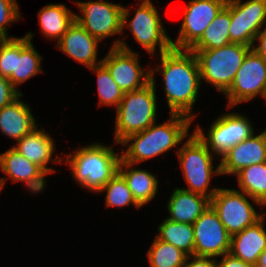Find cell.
Masks as SVG:
<instances>
[{
  "label": "cell",
  "instance_id": "cell-30",
  "mask_svg": "<svg viewBox=\"0 0 266 267\" xmlns=\"http://www.w3.org/2000/svg\"><path fill=\"white\" fill-rule=\"evenodd\" d=\"M97 79L98 106H113L117 108L123 98L124 92L115 83L108 69L102 64L90 68Z\"/></svg>",
  "mask_w": 266,
  "mask_h": 267
},
{
  "label": "cell",
  "instance_id": "cell-2",
  "mask_svg": "<svg viewBox=\"0 0 266 267\" xmlns=\"http://www.w3.org/2000/svg\"><path fill=\"white\" fill-rule=\"evenodd\" d=\"M190 117L181 114H170L168 121L157 124L139 133L132 134L124 139L119 145L127 148L122 149L121 156L125 162L135 165L157 157L174 149L186 140L192 126Z\"/></svg>",
  "mask_w": 266,
  "mask_h": 267
},
{
  "label": "cell",
  "instance_id": "cell-35",
  "mask_svg": "<svg viewBox=\"0 0 266 267\" xmlns=\"http://www.w3.org/2000/svg\"><path fill=\"white\" fill-rule=\"evenodd\" d=\"M183 267H216V258L190 255Z\"/></svg>",
  "mask_w": 266,
  "mask_h": 267
},
{
  "label": "cell",
  "instance_id": "cell-32",
  "mask_svg": "<svg viewBox=\"0 0 266 267\" xmlns=\"http://www.w3.org/2000/svg\"><path fill=\"white\" fill-rule=\"evenodd\" d=\"M19 4L16 0H0V39L16 38L8 36L9 25L21 19Z\"/></svg>",
  "mask_w": 266,
  "mask_h": 267
},
{
  "label": "cell",
  "instance_id": "cell-1",
  "mask_svg": "<svg viewBox=\"0 0 266 267\" xmlns=\"http://www.w3.org/2000/svg\"><path fill=\"white\" fill-rule=\"evenodd\" d=\"M157 56L160 62L156 69L150 66L151 76L156 72L162 75L170 114H181L194 120L197 114H193V106L202 87L195 54L187 49L171 48Z\"/></svg>",
  "mask_w": 266,
  "mask_h": 267
},
{
  "label": "cell",
  "instance_id": "cell-39",
  "mask_svg": "<svg viewBox=\"0 0 266 267\" xmlns=\"http://www.w3.org/2000/svg\"><path fill=\"white\" fill-rule=\"evenodd\" d=\"M4 189V185H3V182L0 180V193L1 191Z\"/></svg>",
  "mask_w": 266,
  "mask_h": 267
},
{
  "label": "cell",
  "instance_id": "cell-17",
  "mask_svg": "<svg viewBox=\"0 0 266 267\" xmlns=\"http://www.w3.org/2000/svg\"><path fill=\"white\" fill-rule=\"evenodd\" d=\"M0 168L6 177H0V180L5 184L8 178L12 182H22L32 194H39L45 191L47 174L36 164L27 160L13 147L0 154Z\"/></svg>",
  "mask_w": 266,
  "mask_h": 267
},
{
  "label": "cell",
  "instance_id": "cell-22",
  "mask_svg": "<svg viewBox=\"0 0 266 267\" xmlns=\"http://www.w3.org/2000/svg\"><path fill=\"white\" fill-rule=\"evenodd\" d=\"M264 250H266L265 215L253 225L231 236L229 253L245 262L256 265Z\"/></svg>",
  "mask_w": 266,
  "mask_h": 267
},
{
  "label": "cell",
  "instance_id": "cell-24",
  "mask_svg": "<svg viewBox=\"0 0 266 267\" xmlns=\"http://www.w3.org/2000/svg\"><path fill=\"white\" fill-rule=\"evenodd\" d=\"M133 166V164L122 159L119 165V173L126 180L136 202L143 207L156 197L159 180L152 172L136 169Z\"/></svg>",
  "mask_w": 266,
  "mask_h": 267
},
{
  "label": "cell",
  "instance_id": "cell-36",
  "mask_svg": "<svg viewBox=\"0 0 266 267\" xmlns=\"http://www.w3.org/2000/svg\"><path fill=\"white\" fill-rule=\"evenodd\" d=\"M252 49L266 60V27L255 37Z\"/></svg>",
  "mask_w": 266,
  "mask_h": 267
},
{
  "label": "cell",
  "instance_id": "cell-13",
  "mask_svg": "<svg viewBox=\"0 0 266 267\" xmlns=\"http://www.w3.org/2000/svg\"><path fill=\"white\" fill-rule=\"evenodd\" d=\"M265 85L266 60L251 49L239 67L230 88L224 93L228 103L226 108L229 110L240 103L262 97Z\"/></svg>",
  "mask_w": 266,
  "mask_h": 267
},
{
  "label": "cell",
  "instance_id": "cell-7",
  "mask_svg": "<svg viewBox=\"0 0 266 267\" xmlns=\"http://www.w3.org/2000/svg\"><path fill=\"white\" fill-rule=\"evenodd\" d=\"M34 35L30 31L23 37L0 39V75L15 88L44 72L42 56L32 44Z\"/></svg>",
  "mask_w": 266,
  "mask_h": 267
},
{
  "label": "cell",
  "instance_id": "cell-16",
  "mask_svg": "<svg viewBox=\"0 0 266 267\" xmlns=\"http://www.w3.org/2000/svg\"><path fill=\"white\" fill-rule=\"evenodd\" d=\"M194 255L220 258L229 253L231 235L210 205L193 223Z\"/></svg>",
  "mask_w": 266,
  "mask_h": 267
},
{
  "label": "cell",
  "instance_id": "cell-21",
  "mask_svg": "<svg viewBox=\"0 0 266 267\" xmlns=\"http://www.w3.org/2000/svg\"><path fill=\"white\" fill-rule=\"evenodd\" d=\"M168 220L179 223L193 224L210 206V199L198 193L174 188L167 201Z\"/></svg>",
  "mask_w": 266,
  "mask_h": 267
},
{
  "label": "cell",
  "instance_id": "cell-37",
  "mask_svg": "<svg viewBox=\"0 0 266 267\" xmlns=\"http://www.w3.org/2000/svg\"><path fill=\"white\" fill-rule=\"evenodd\" d=\"M256 267H266V250H264L259 256Z\"/></svg>",
  "mask_w": 266,
  "mask_h": 267
},
{
  "label": "cell",
  "instance_id": "cell-29",
  "mask_svg": "<svg viewBox=\"0 0 266 267\" xmlns=\"http://www.w3.org/2000/svg\"><path fill=\"white\" fill-rule=\"evenodd\" d=\"M147 257L151 267H183L188 255L174 245L155 237Z\"/></svg>",
  "mask_w": 266,
  "mask_h": 267
},
{
  "label": "cell",
  "instance_id": "cell-18",
  "mask_svg": "<svg viewBox=\"0 0 266 267\" xmlns=\"http://www.w3.org/2000/svg\"><path fill=\"white\" fill-rule=\"evenodd\" d=\"M221 175H235L245 167L266 162V129L233 146L220 159Z\"/></svg>",
  "mask_w": 266,
  "mask_h": 267
},
{
  "label": "cell",
  "instance_id": "cell-4",
  "mask_svg": "<svg viewBox=\"0 0 266 267\" xmlns=\"http://www.w3.org/2000/svg\"><path fill=\"white\" fill-rule=\"evenodd\" d=\"M156 77L145 87L126 92L116 108L114 142L120 144L128 136L144 131L157 120Z\"/></svg>",
  "mask_w": 266,
  "mask_h": 267
},
{
  "label": "cell",
  "instance_id": "cell-33",
  "mask_svg": "<svg viewBox=\"0 0 266 267\" xmlns=\"http://www.w3.org/2000/svg\"><path fill=\"white\" fill-rule=\"evenodd\" d=\"M21 94L20 89L15 88L8 78L0 75V110L11 104Z\"/></svg>",
  "mask_w": 266,
  "mask_h": 267
},
{
  "label": "cell",
  "instance_id": "cell-6",
  "mask_svg": "<svg viewBox=\"0 0 266 267\" xmlns=\"http://www.w3.org/2000/svg\"><path fill=\"white\" fill-rule=\"evenodd\" d=\"M251 49L244 44L231 43L217 49L190 51L197 58L201 83L205 81L224 94Z\"/></svg>",
  "mask_w": 266,
  "mask_h": 267
},
{
  "label": "cell",
  "instance_id": "cell-15",
  "mask_svg": "<svg viewBox=\"0 0 266 267\" xmlns=\"http://www.w3.org/2000/svg\"><path fill=\"white\" fill-rule=\"evenodd\" d=\"M231 43L252 47L257 34L266 27V0H230Z\"/></svg>",
  "mask_w": 266,
  "mask_h": 267
},
{
  "label": "cell",
  "instance_id": "cell-34",
  "mask_svg": "<svg viewBox=\"0 0 266 267\" xmlns=\"http://www.w3.org/2000/svg\"><path fill=\"white\" fill-rule=\"evenodd\" d=\"M221 260L216 258V267H256L255 264L245 262L238 257L233 256L231 253H226L221 256Z\"/></svg>",
  "mask_w": 266,
  "mask_h": 267
},
{
  "label": "cell",
  "instance_id": "cell-9",
  "mask_svg": "<svg viewBox=\"0 0 266 267\" xmlns=\"http://www.w3.org/2000/svg\"><path fill=\"white\" fill-rule=\"evenodd\" d=\"M208 129L206 134L202 127L197 125L193 132L207 146V149L220 159L233 146L255 133L250 119L234 111L218 116Z\"/></svg>",
  "mask_w": 266,
  "mask_h": 267
},
{
  "label": "cell",
  "instance_id": "cell-14",
  "mask_svg": "<svg viewBox=\"0 0 266 267\" xmlns=\"http://www.w3.org/2000/svg\"><path fill=\"white\" fill-rule=\"evenodd\" d=\"M227 0H190L182 8L183 17L178 37L171 38L172 48L189 50L203 35L204 30L226 5Z\"/></svg>",
  "mask_w": 266,
  "mask_h": 267
},
{
  "label": "cell",
  "instance_id": "cell-25",
  "mask_svg": "<svg viewBox=\"0 0 266 267\" xmlns=\"http://www.w3.org/2000/svg\"><path fill=\"white\" fill-rule=\"evenodd\" d=\"M76 13L65 4H47L38 12L40 32L51 41H59L75 21Z\"/></svg>",
  "mask_w": 266,
  "mask_h": 267
},
{
  "label": "cell",
  "instance_id": "cell-8",
  "mask_svg": "<svg viewBox=\"0 0 266 267\" xmlns=\"http://www.w3.org/2000/svg\"><path fill=\"white\" fill-rule=\"evenodd\" d=\"M133 18L129 7L122 12V35L128 27L137 43L154 58L172 48L171 38L168 36L161 21V16L151 0H140ZM157 47L159 53L157 52Z\"/></svg>",
  "mask_w": 266,
  "mask_h": 267
},
{
  "label": "cell",
  "instance_id": "cell-23",
  "mask_svg": "<svg viewBox=\"0 0 266 267\" xmlns=\"http://www.w3.org/2000/svg\"><path fill=\"white\" fill-rule=\"evenodd\" d=\"M22 96L23 93L0 110V131L16 142L38 127L30 105L21 100Z\"/></svg>",
  "mask_w": 266,
  "mask_h": 267
},
{
  "label": "cell",
  "instance_id": "cell-38",
  "mask_svg": "<svg viewBox=\"0 0 266 267\" xmlns=\"http://www.w3.org/2000/svg\"><path fill=\"white\" fill-rule=\"evenodd\" d=\"M262 97L264 98V100L266 101V85H265V89H264V92H263V95Z\"/></svg>",
  "mask_w": 266,
  "mask_h": 267
},
{
  "label": "cell",
  "instance_id": "cell-12",
  "mask_svg": "<svg viewBox=\"0 0 266 267\" xmlns=\"http://www.w3.org/2000/svg\"><path fill=\"white\" fill-rule=\"evenodd\" d=\"M81 15L76 13L75 21L100 42L110 36H122V12L124 6L105 0L87 2L75 0Z\"/></svg>",
  "mask_w": 266,
  "mask_h": 267
},
{
  "label": "cell",
  "instance_id": "cell-31",
  "mask_svg": "<svg viewBox=\"0 0 266 267\" xmlns=\"http://www.w3.org/2000/svg\"><path fill=\"white\" fill-rule=\"evenodd\" d=\"M101 192L102 194L103 192H106V207L122 208L132 204L135 208H141L134 199L126 180L120 173H117L112 179H110L109 182L98 191V194Z\"/></svg>",
  "mask_w": 266,
  "mask_h": 267
},
{
  "label": "cell",
  "instance_id": "cell-11",
  "mask_svg": "<svg viewBox=\"0 0 266 267\" xmlns=\"http://www.w3.org/2000/svg\"><path fill=\"white\" fill-rule=\"evenodd\" d=\"M248 197L239 189L218 188L210 199V205L231 236L253 225L264 215L255 210Z\"/></svg>",
  "mask_w": 266,
  "mask_h": 267
},
{
  "label": "cell",
  "instance_id": "cell-20",
  "mask_svg": "<svg viewBox=\"0 0 266 267\" xmlns=\"http://www.w3.org/2000/svg\"><path fill=\"white\" fill-rule=\"evenodd\" d=\"M12 147L24 156L27 160L39 166L47 175L57 172L48 164L64 163L63 153L60 156L53 157L55 153V143L51 135L44 128L36 127L31 133L25 135L17 141ZM59 158V159H58Z\"/></svg>",
  "mask_w": 266,
  "mask_h": 267
},
{
  "label": "cell",
  "instance_id": "cell-28",
  "mask_svg": "<svg viewBox=\"0 0 266 267\" xmlns=\"http://www.w3.org/2000/svg\"><path fill=\"white\" fill-rule=\"evenodd\" d=\"M156 237L164 242L174 245L188 256L194 255V231L193 224L173 222L164 219L158 225Z\"/></svg>",
  "mask_w": 266,
  "mask_h": 267
},
{
  "label": "cell",
  "instance_id": "cell-5",
  "mask_svg": "<svg viewBox=\"0 0 266 267\" xmlns=\"http://www.w3.org/2000/svg\"><path fill=\"white\" fill-rule=\"evenodd\" d=\"M182 146L175 150L180 168L188 188H182L193 193H198L211 199L218 187L211 188L214 176L221 175L220 162L215 167L214 155L207 146L193 132ZM215 168V169H214Z\"/></svg>",
  "mask_w": 266,
  "mask_h": 267
},
{
  "label": "cell",
  "instance_id": "cell-27",
  "mask_svg": "<svg viewBox=\"0 0 266 267\" xmlns=\"http://www.w3.org/2000/svg\"><path fill=\"white\" fill-rule=\"evenodd\" d=\"M235 175L239 191L247 194L256 206L266 207V162L245 167Z\"/></svg>",
  "mask_w": 266,
  "mask_h": 267
},
{
  "label": "cell",
  "instance_id": "cell-3",
  "mask_svg": "<svg viewBox=\"0 0 266 267\" xmlns=\"http://www.w3.org/2000/svg\"><path fill=\"white\" fill-rule=\"evenodd\" d=\"M62 158L69 165L71 176L82 188L94 193L104 187L110 179L119 173L121 153H116L113 146L101 142L72 149ZM65 159V160H64Z\"/></svg>",
  "mask_w": 266,
  "mask_h": 267
},
{
  "label": "cell",
  "instance_id": "cell-10",
  "mask_svg": "<svg viewBox=\"0 0 266 267\" xmlns=\"http://www.w3.org/2000/svg\"><path fill=\"white\" fill-rule=\"evenodd\" d=\"M102 64L108 69L115 83L126 92L139 90L151 82V71L141 66L138 52L131 50L124 39L114 40Z\"/></svg>",
  "mask_w": 266,
  "mask_h": 267
},
{
  "label": "cell",
  "instance_id": "cell-26",
  "mask_svg": "<svg viewBox=\"0 0 266 267\" xmlns=\"http://www.w3.org/2000/svg\"><path fill=\"white\" fill-rule=\"evenodd\" d=\"M230 23V0H227L226 5L204 30L201 38L189 50H210L231 44Z\"/></svg>",
  "mask_w": 266,
  "mask_h": 267
},
{
  "label": "cell",
  "instance_id": "cell-19",
  "mask_svg": "<svg viewBox=\"0 0 266 267\" xmlns=\"http://www.w3.org/2000/svg\"><path fill=\"white\" fill-rule=\"evenodd\" d=\"M99 44L100 41L97 38L91 36L79 23L74 21L55 47L75 62L90 69L102 62L97 59Z\"/></svg>",
  "mask_w": 266,
  "mask_h": 267
}]
</instances>
